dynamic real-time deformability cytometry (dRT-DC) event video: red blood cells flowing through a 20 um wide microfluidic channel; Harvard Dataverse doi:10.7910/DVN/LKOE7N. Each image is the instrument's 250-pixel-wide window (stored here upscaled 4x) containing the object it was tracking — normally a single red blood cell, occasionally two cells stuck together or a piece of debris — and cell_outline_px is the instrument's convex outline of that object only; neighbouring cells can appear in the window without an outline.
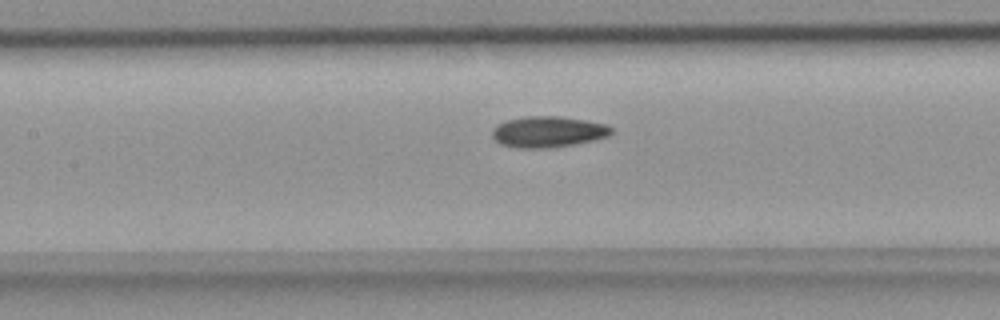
{"species": "common noctule bat (a hibernating species)", "species_latin": "Nyctalus noctula", "temperature_condition": "room temperature", "stored_images_in_passage": 25, "camera_frame_rate_fps": 3000, "um_per_image_px": 0.085, "animal": {"sex": "female", "body_mass_g": 18.4}, "frame": {"image": 1, "passage_image": 8, "time_ms": 2.333, "image_size_px": [1000, 320], "cell_outline_px": [[612, 132], [608, 136], [592, 140], [572, 144], [544, 148], [520, 148], [500, 144], [492, 136], [492, 128], [496, 124], [508, 120], [524, 116], [560, 116], [608, 124], [612, 128]], "centroid_in_image_um": [46.56, 11.19], "position_along_channel_um": 160.8, "area_um2": 21.44}}
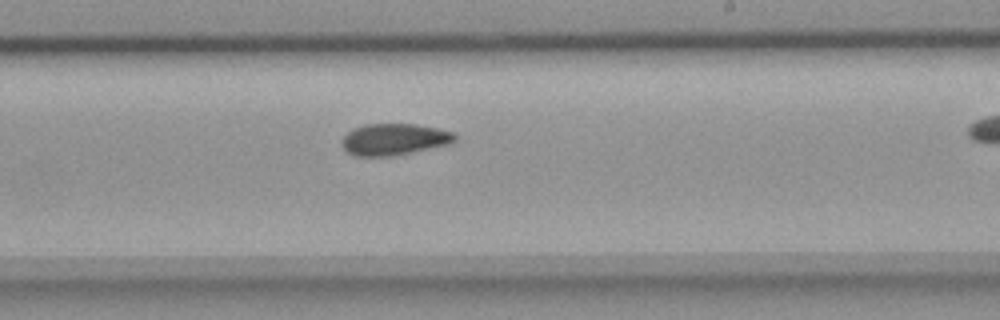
{"frame": {"image": 2, "passage_image": 15, "time_ms": 4.667, "image_size_px": [1000, 320], "cell_outline_px": [[456, 140], [448, 144], [388, 156], [356, 156], [348, 152], [340, 144], [344, 136], [352, 128], [364, 124], [416, 124], [436, 128], [452, 132], [456, 136]], "centroid_in_image_um": [33.45, 11.83], "position_along_channel_um": 255.6, "area_um2": 20.46}}
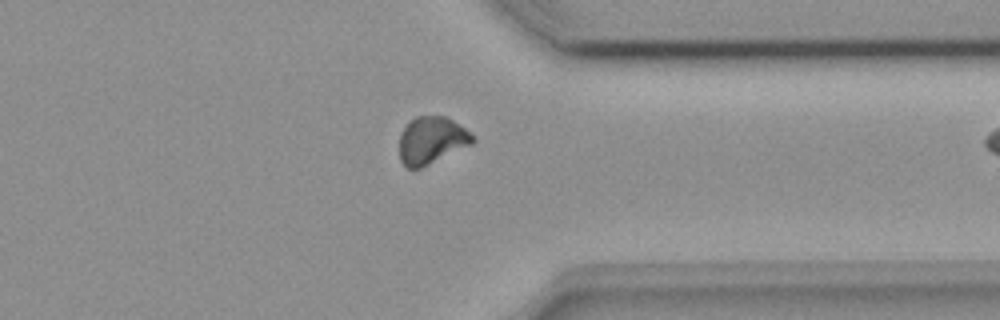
{"frame": {"image": 3, "passage_image": 24, "time_ms": 7.667, "image_size_px": [1000, 320], "cell_outline_px": [[476, 140], [472, 144], [420, 168], [408, 168], [400, 160], [400, 132], [408, 120], [416, 116], [444, 116], [452, 120], [464, 128]], "centroid_in_image_um": [36.64, 11.91], "position_along_channel_um": 374.8, "area_um2": 20.0}}